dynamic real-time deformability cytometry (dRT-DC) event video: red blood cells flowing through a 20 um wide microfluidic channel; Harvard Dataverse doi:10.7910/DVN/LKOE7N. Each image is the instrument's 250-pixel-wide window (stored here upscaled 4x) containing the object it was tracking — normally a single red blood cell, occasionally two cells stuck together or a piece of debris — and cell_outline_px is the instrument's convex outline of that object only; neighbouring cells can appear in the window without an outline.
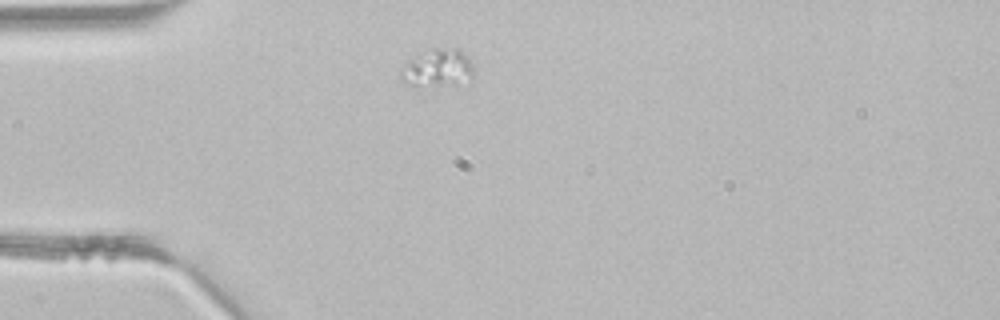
{"species": "common noctule bat (a hibernating species)", "species_latin": "Nyctalus noctula", "temperature_condition": "room temperature", "stored_images_in_passage": 1, "camera_frame_rate_fps": 3000, "um_per_image_px": 0.085, "animal": {"sex": "male", "body_mass_g": 21.5, "forearm_length_mm": 52.0}, "frame": {"image": 1, "passage_image": 1, "time_ms": 0.0, "image_size_px": [1000, 320], "cell_outline_px": [[472, 80], [440, 84], [408, 84], [400, 80], [400, 68], [416, 52], [428, 48], [460, 48], [468, 56], [472, 64]], "centroid_in_image_um": [37.15, 5.7], "position_along_channel_um": 47.8, "area_um2": 16.01}}